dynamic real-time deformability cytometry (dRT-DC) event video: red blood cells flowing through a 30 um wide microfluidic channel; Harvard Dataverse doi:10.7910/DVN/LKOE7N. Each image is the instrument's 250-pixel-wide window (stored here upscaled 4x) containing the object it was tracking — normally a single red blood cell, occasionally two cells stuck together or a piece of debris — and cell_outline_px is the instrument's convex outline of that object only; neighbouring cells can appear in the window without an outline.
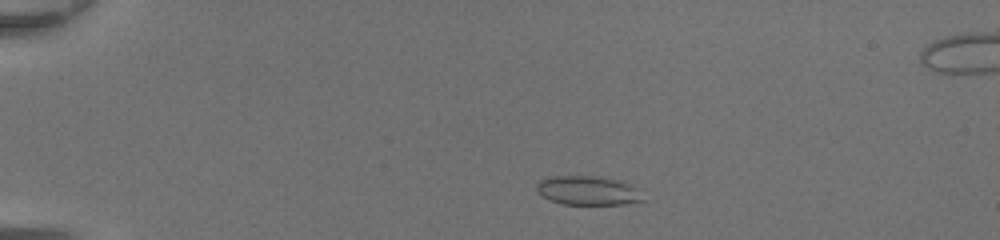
{"species": "common noctule bat (a hibernating species)", "species_latin": "Nyctalus noctula", "temperature_condition": "room temperature", "stored_images_in_passage": 42, "camera_frame_rate_fps": 3000, "um_per_image_px": 0.085, "animal": {"sex": "female", "body_mass_g": 20.0, "forearm_length_mm": 54.0}, "frame": {"image": 1, "passage_image": 5, "time_ms": 1.333, "image_size_px": [1000, 240], "cell_outline_px": [[644, 200], [624, 204], [560, 204], [544, 196], [536, 188], [536, 184], [540, 180], [552, 176], [600, 176], [620, 180], [636, 188]], "centroid_in_image_um": [49.97, 16.18], "position_along_channel_um": 35.0, "area_um2": 17.8}}
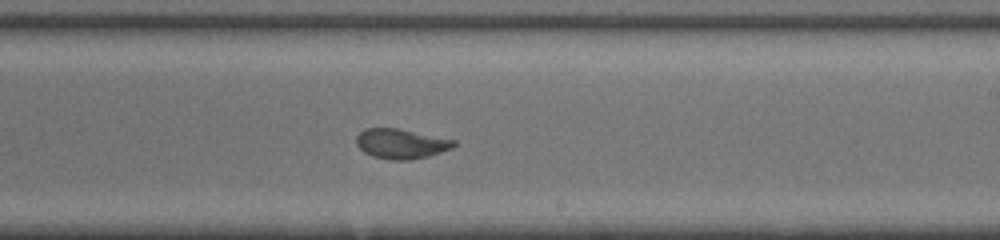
{"frame": {"image": 2, "passage_image": 25, "time_ms": 8.0, "image_size_px": [1000, 240], "cell_outline_px": [[456, 144], [452, 148], [428, 156], [408, 160], [388, 160], [372, 156], [364, 152], [356, 144], [356, 136], [364, 128], [400, 128], [456, 140]], "centroid_in_image_um": [34.08, 12.21], "position_along_channel_um": 254.9, "area_um2": 17.11}}
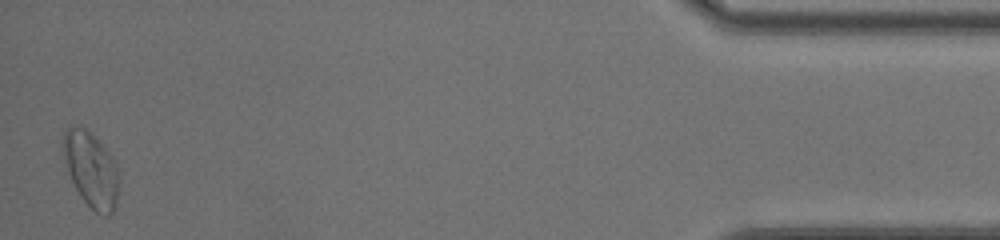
{"frame": {"image": 3, "passage_image": 42, "time_ms": 13.667, "image_size_px": [1000, 240], "cell_outline_px": [[116, 208], [108, 216], [104, 216], [96, 212], [80, 196], [68, 172], [60, 144], [60, 140], [64, 132], [72, 124], [84, 128], [92, 132], [112, 156], [116, 164]], "centroid_in_image_um": [7.69, 14.35], "position_along_channel_um": 427.5, "area_um2": 24.33}, "authors_computed_cell_mechanics": {"area_um2": 17.6579, "velocity_mm_per_s": 4.395, "shape_relaxation_time_tau1_ms": 4.989, "shape_relaxation_time_tau2_ms": null, "deformation_change_tau1": 0.1633, "deformation_change_tau2": null}}